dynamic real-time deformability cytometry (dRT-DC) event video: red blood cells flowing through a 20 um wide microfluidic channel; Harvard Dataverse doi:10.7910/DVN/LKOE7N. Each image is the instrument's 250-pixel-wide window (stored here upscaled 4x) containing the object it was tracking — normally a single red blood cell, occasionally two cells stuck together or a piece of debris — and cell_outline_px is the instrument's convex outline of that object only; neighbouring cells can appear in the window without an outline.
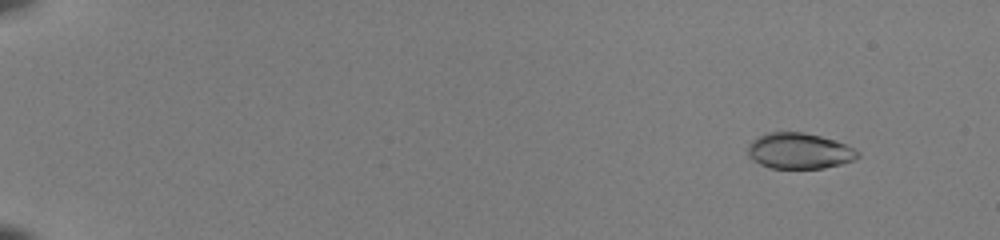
{"species": "common noctule bat (a hibernating species)", "species_latin": "Nyctalus noctula", "temperature_condition": "room temperature", "stored_images_in_passage": 53, "camera_frame_rate_fps": 3000, "um_per_image_px": 0.085, "animal": {"sex": "female", "body_mass_g": 22.0, "forearm_length_mm": 56.7}, "frame": {"image": 1, "passage_image": 6, "time_ms": 1.667, "image_size_px": [1000, 240], "cell_outline_px": [[860, 156], [852, 160], [840, 164], [824, 168], [772, 168], [760, 164], [752, 160], [748, 156], [748, 144], [752, 140], [768, 132], [804, 132], [820, 136], [844, 144], [860, 152]], "centroid_in_image_um": [67.9, 12.83], "position_along_channel_um": 17.1, "area_um2": 22.77}}
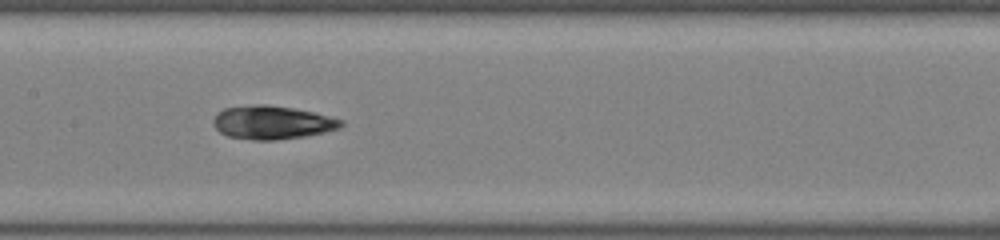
{"frame": {"image": 2, "passage_image": 30, "time_ms": 9.667, "image_size_px": [1000, 240], "cell_outline_px": [[344, 124], [340, 128], [324, 132], [304, 136], [276, 140], [252, 140], [228, 136], [220, 132], [216, 128], [212, 120], [216, 112], [224, 108], [252, 104], [268, 104], [292, 108], [312, 112], [344, 120]], "centroid_in_image_um": [23.1, 10.4], "position_along_channel_um": 184.3, "area_um2": 24.97}}
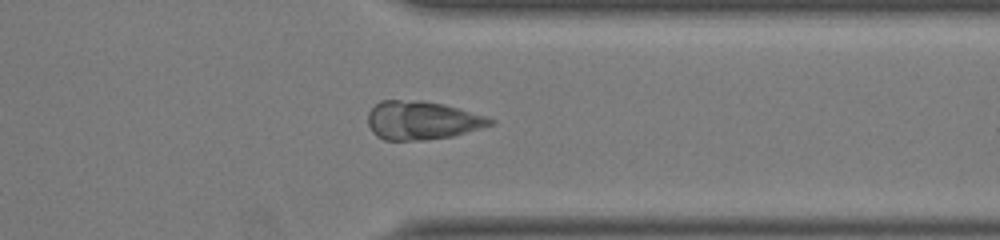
{"frame": {"image": 3, "passage_image": 44, "time_ms": 14.333, "image_size_px": [1000, 240], "cell_outline_px": [[496, 124], [452, 136], [424, 140], [384, 140], [376, 136], [372, 132], [368, 124], [368, 112], [380, 100], [420, 100], [444, 104], [484, 116], [496, 120]], "centroid_in_image_um": [35.86, 10.23], "position_along_channel_um": 375.5, "area_um2": 27.46}, "authors_computed_cell_mechanics": {"area_um2": 24.276, "velocity_mm_per_s": 4.0984, "shape_relaxation_time_tau1_ms": null, "shape_relaxation_time_tau2_ms": 3.5223, "deformation_change_tau1": null, "deformation_change_tau2": 0.0863}}